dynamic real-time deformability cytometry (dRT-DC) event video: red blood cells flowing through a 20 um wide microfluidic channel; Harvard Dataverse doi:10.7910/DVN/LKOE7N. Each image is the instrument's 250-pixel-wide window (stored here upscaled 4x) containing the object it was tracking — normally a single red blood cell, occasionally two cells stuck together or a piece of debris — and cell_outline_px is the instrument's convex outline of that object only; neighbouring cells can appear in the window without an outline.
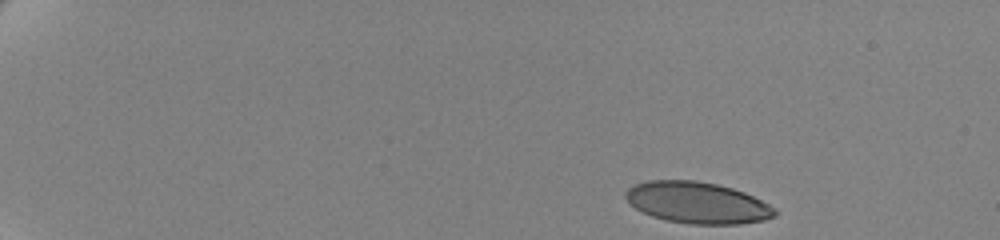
{"species": "human", "species_latin": "Homo sapiens", "temperature_condition": "cold", "stored_images_in_passage": 52, "camera_frame_rate_fps": 3000, "um_per_image_px": 0.085, "donor": {"sex": "female"}, "frame": {"image": 1, "passage_image": 1, "time_ms": 0.0, "image_size_px": [1000, 240], "cell_outline_px": [[776, 216], [764, 220], [740, 224], [692, 224], [668, 220], [652, 216], [636, 208], [624, 196], [624, 192], [628, 188], [636, 184], [648, 180], [696, 180], [716, 184], [732, 188], [744, 192], [776, 208]], "centroid_in_image_um": [59.28, 17.22], "position_along_channel_um": 25.7, "area_um2": 35.84}}
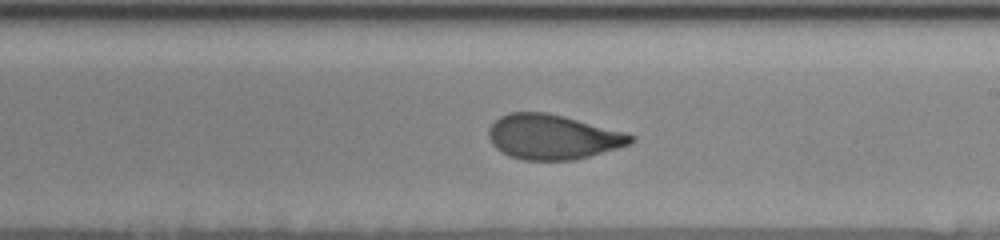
{"frame": {"image": 2, "passage_image": 31, "time_ms": 10.0, "image_size_px": [1000, 240], "cell_outline_px": [[636, 140], [632, 144], [588, 156], [572, 160], [524, 160], [508, 156], [496, 148], [492, 144], [488, 136], [488, 128], [500, 116], [508, 112], [548, 112], [564, 116], [624, 132], [636, 136]], "centroid_in_image_um": [46.97, 11.63], "position_along_channel_um": 242.0, "area_um2": 37.17}}
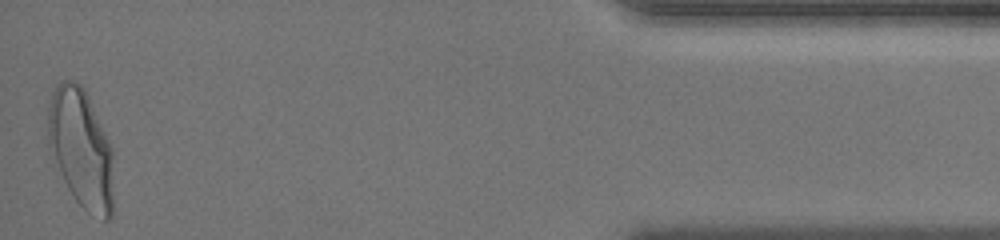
{"frame": {"image": 3, "passage_image": 52, "time_ms": 17.0, "image_size_px": [1000, 240], "cell_outline_px": [[112, 216], [108, 220], [104, 220], [88, 212], [76, 200], [68, 188], [64, 180], [48, 144], [48, 104], [52, 92], [56, 84], [60, 80], [72, 80], [80, 84], [84, 88], [112, 148]], "centroid_in_image_um": [6.88, 12.59], "position_along_channel_um": 428.3, "area_um2": 44.97}, "authors_computed_cell_mechanics": {"area_um2": 37.6856, "velocity_mm_per_s": 3.4756, "shape_relaxation_time_tau1_ms": 3.5438, "shape_relaxation_time_tau2_ms": 0.7852, "deformation_change_tau1": 0.1576, "deformation_change_tau2": 0.0611}}